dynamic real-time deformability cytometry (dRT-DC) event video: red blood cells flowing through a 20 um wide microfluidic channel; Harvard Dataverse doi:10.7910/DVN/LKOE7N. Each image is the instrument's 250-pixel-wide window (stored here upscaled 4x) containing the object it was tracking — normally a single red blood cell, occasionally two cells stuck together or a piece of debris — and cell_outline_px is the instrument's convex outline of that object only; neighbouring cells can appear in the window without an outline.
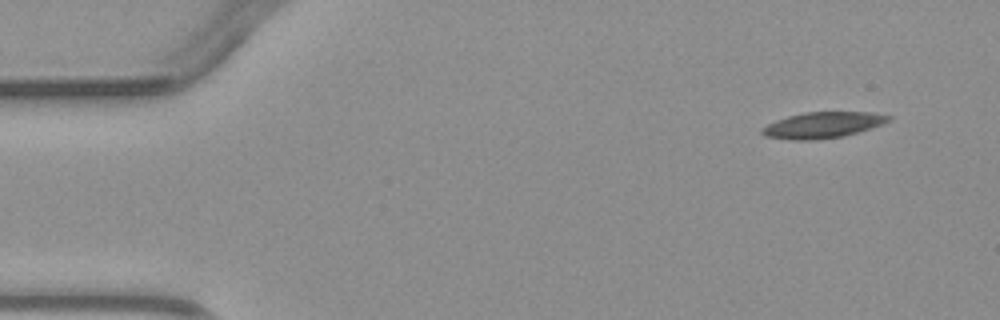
{"species": "common noctule bat (a hibernating species)", "species_latin": "Nyctalus noctula", "temperature_condition": "warm", "stored_images_in_passage": 3, "camera_frame_rate_fps": 3000, "um_per_image_px": 0.085, "animal": {"sex": "male", "body_mass_g": 23.1, "forearm_length_mm": 52.7}, "frame": {"image": 1, "passage_image": 1, "time_ms": 0.0, "image_size_px": [1000, 320], "cell_outline_px": [[892, 120], [884, 124], [872, 128], [844, 136], [808, 140], [788, 140], [764, 136], [760, 132], [760, 128], [776, 120], [788, 116], [804, 112], [872, 112], [892, 116]], "centroid_in_image_um": [69.94, 10.63], "position_along_channel_um": 15.1, "area_um2": 19.36}}